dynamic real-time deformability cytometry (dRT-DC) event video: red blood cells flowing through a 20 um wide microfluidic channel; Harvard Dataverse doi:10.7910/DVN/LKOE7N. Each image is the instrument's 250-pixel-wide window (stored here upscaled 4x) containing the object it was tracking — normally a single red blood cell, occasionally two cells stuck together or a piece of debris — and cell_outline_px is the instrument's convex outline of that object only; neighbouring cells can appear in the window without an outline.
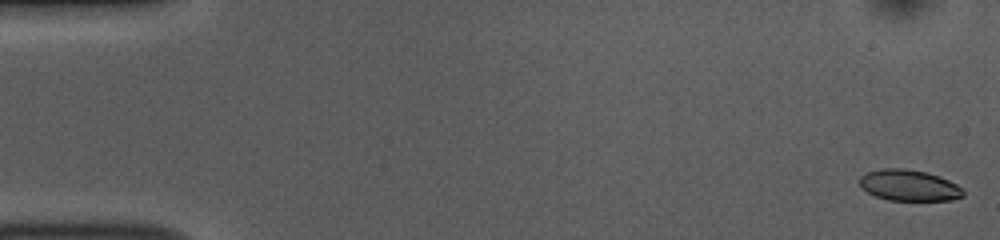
{"species": "common noctule bat (a hibernating species)", "species_latin": "Nyctalus noctula", "temperature_condition": "room temperature", "stored_images_in_passage": 53, "camera_frame_rate_fps": 3000, "um_per_image_px": 0.085, "animal": {"sex": "female", "body_mass_g": 10.0, "forearm_length_mm": 53.1}, "frame": {"image": 1, "passage_image": 1, "time_ms": 0.0, "image_size_px": [1000, 240], "cell_outline_px": [[964, 196], [952, 200], [888, 200], [876, 196], [860, 188], [860, 176], [868, 172], [880, 168], [904, 168], [928, 172], [940, 176], [964, 188]], "centroid_in_image_um": [77.28, 15.75], "position_along_channel_um": 7.7, "area_um2": 18.96}}
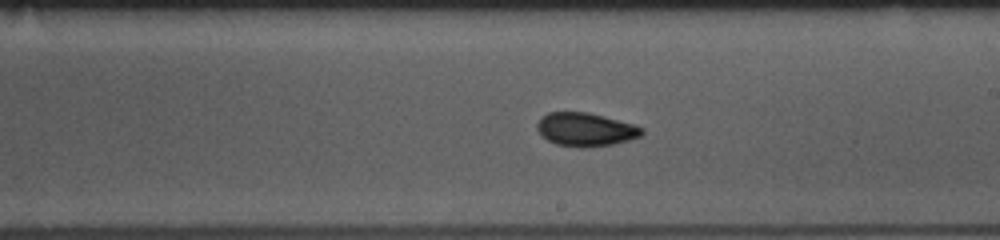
{"frame": {"image": 2, "passage_image": 30, "time_ms": 9.667, "image_size_px": [1000, 240], "cell_outline_px": [[644, 132], [640, 136], [628, 140], [612, 144], [584, 148], [580, 148], [556, 144], [540, 136], [536, 128], [536, 124], [540, 116], [548, 112], [588, 112], [636, 124], [644, 128]], "centroid_in_image_um": [49.75, 11.0], "position_along_channel_um": 239.3, "area_um2": 20.75}}
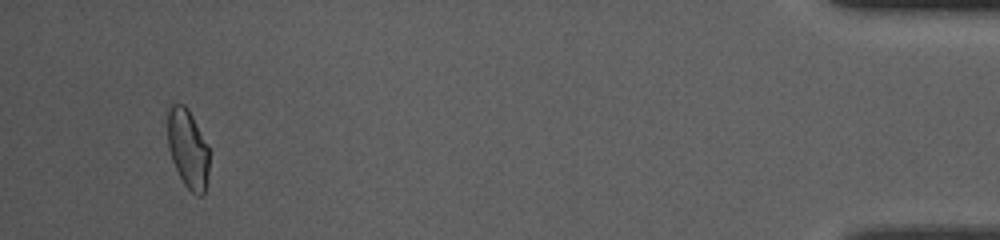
{"frame": {"image": 3, "passage_image": 50, "time_ms": 16.333, "image_size_px": [1000, 240], "cell_outline_px": [[208, 180], [204, 192], [200, 196], [192, 192], [184, 184], [172, 160], [168, 148], [168, 104], [184, 104], [188, 108], [208, 144]], "centroid_in_image_um": [15.97, 12.61], "position_along_channel_um": 419.2, "area_um2": 19.13}, "authors_computed_cell_mechanics": {"area_um2": 19.652, "velocity_mm_per_s": 3.8057, "shape_relaxation_time_tau1_ms": 5.6052, "shape_relaxation_time_tau2_ms": 1.8703, "deformation_change_tau1": 0.1212, "deformation_change_tau2": 0.0523}}